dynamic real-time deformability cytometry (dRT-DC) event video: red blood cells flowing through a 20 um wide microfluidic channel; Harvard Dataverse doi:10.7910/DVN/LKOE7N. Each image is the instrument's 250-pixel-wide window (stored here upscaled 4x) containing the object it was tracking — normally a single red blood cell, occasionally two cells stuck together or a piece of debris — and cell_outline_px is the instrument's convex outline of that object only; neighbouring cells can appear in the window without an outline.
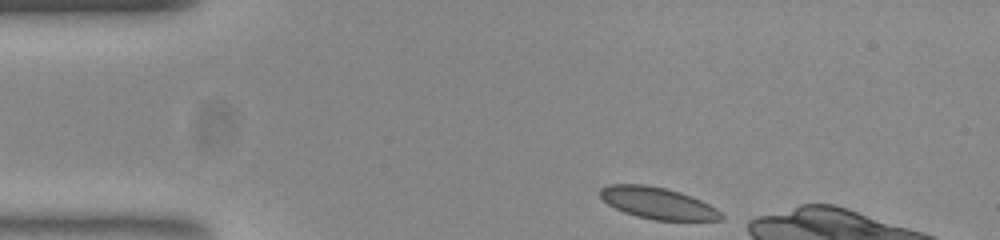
{"species": "common noctule bat (a hibernating species)", "species_latin": "Nyctalus noctula", "temperature_condition": "room temperature", "stored_images_in_passage": 18, "camera_frame_rate_fps": 3000, "um_per_image_px": 0.085, "animal": {"sex": "female", "body_mass_g": 23.0, "forearm_length_mm": 53.4}, "frame": {"image": 1, "passage_image": 1, "time_ms": 0.0, "image_size_px": [1000, 240], "cell_outline_px": [[724, 220], [652, 220], [636, 216], [624, 212], [608, 204], [600, 196], [600, 188], [608, 184], [644, 184], [664, 188], [680, 192], [700, 200], [716, 208], [724, 216]], "centroid_in_image_um": [55.9, 17.27], "position_along_channel_um": 29.1, "area_um2": 22.2}}
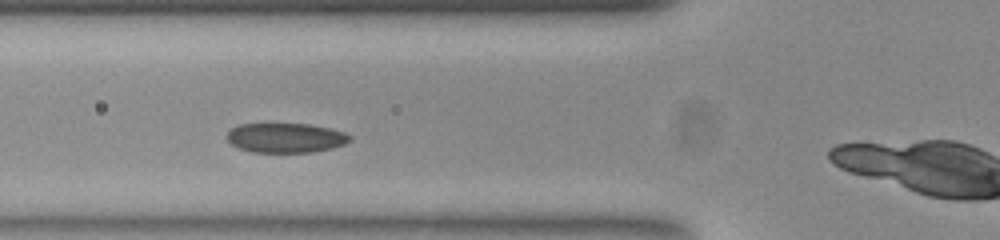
{"frame": {"image": 2, "passage_image": 11, "time_ms": 3.333, "image_size_px": [1000, 240], "cell_outline_px": [[352, 140], [344, 144], [332, 148], [312, 152], [252, 152], [236, 148], [228, 140], [228, 132], [232, 128], [240, 124], [308, 124], [328, 128], [344, 132], [352, 136]], "centroid_in_image_um": [24.29, 11.72], "position_along_channel_um": 101.5, "area_um2": 21.15}}
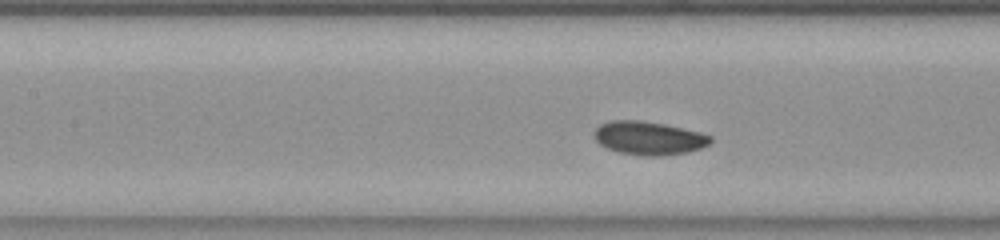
{"frame": {"image": 3, "passage_image": 15, "time_ms": 4.667, "image_size_px": [1000, 240], "cell_outline_px": [[712, 140], [708, 144], [700, 148], [688, 152], [656, 156], [644, 156], [620, 152], [608, 148], [600, 144], [596, 140], [596, 128], [600, 124], [612, 120], [640, 120], [664, 124], [700, 132], [712, 136]], "centroid_in_image_um": [55.16, 11.73], "position_along_channel_um": 152.2, "area_um2": 22.37}}